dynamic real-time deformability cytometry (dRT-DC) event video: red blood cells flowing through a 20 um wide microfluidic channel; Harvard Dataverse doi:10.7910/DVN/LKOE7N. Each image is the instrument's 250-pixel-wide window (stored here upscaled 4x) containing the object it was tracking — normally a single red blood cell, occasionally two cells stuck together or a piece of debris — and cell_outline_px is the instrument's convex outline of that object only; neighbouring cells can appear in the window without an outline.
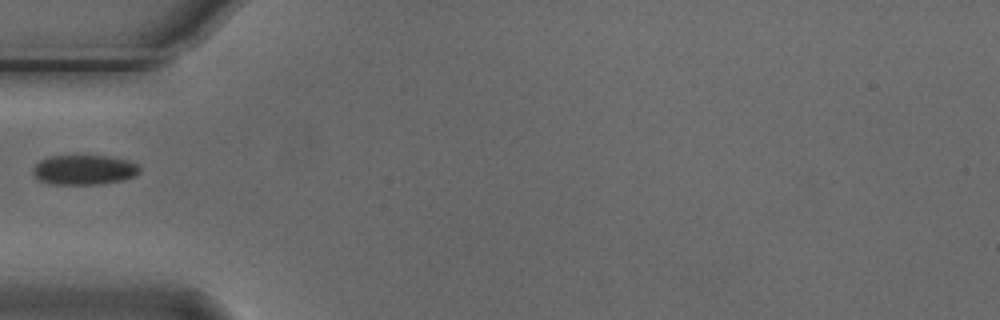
{"species": "Egyptian fruit bat (a non-hibernating species)", "species_latin": "Rousettus aegyptiacus", "temperature_condition": "cold", "stored_images_in_passage": 2, "camera_frame_rate_fps": 3000, "um_per_image_px": 0.085, "animal": {"sex": "male"}, "frame": {"image": 1, "passage_image": 1, "time_ms": 0.0, "image_size_px": [1000, 320], "cell_outline_px": [[140, 172], [136, 176], [124, 180], [96, 184], [52, 184], [40, 180], [32, 172], [32, 168], [40, 160], [48, 156], [104, 156], [128, 160], [136, 164], [140, 168]], "centroid_in_image_um": [7.15, 14.43], "position_along_channel_um": 77.8, "area_um2": 18.44}}
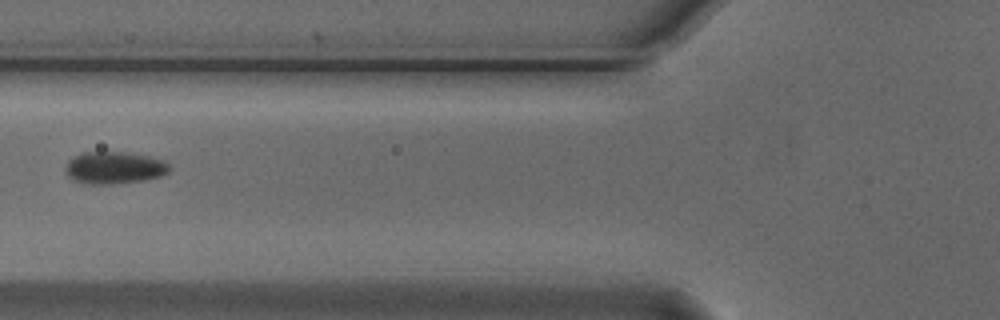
{"frame": {"image": 2, "passage_image": 2, "time_ms": 0.333, "image_size_px": [1000, 320], "cell_outline_px": [[172, 168], [168, 172], [160, 176], [144, 180], [108, 184], [88, 184], [72, 180], [68, 176], [64, 168], [68, 160], [72, 156], [80, 152], [124, 152], [148, 156], [164, 160]], "centroid_in_image_um": [9.68, 14.25], "position_along_channel_um": 116.1, "area_um2": 19.65}}